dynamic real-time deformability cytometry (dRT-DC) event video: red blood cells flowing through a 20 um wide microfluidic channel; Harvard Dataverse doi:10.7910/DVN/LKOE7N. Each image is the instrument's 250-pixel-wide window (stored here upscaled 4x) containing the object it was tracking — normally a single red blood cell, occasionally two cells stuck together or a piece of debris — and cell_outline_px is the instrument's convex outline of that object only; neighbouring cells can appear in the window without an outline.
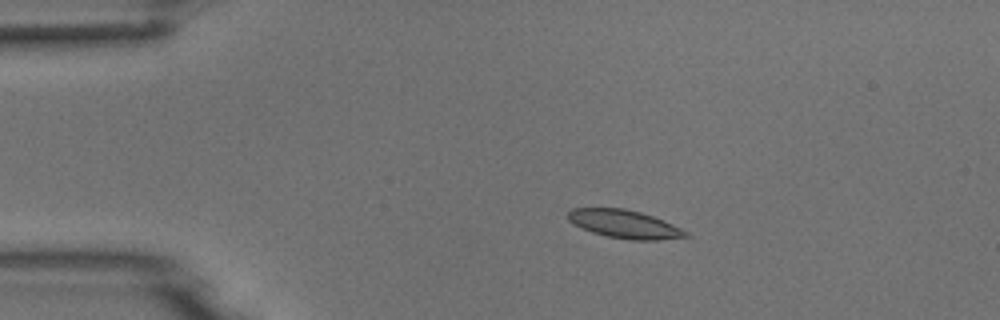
{"species": "common noctule bat (a hibernating species)", "species_latin": "Nyctalus noctula", "temperature_condition": "room temperature", "stored_images_in_passage": 4, "camera_frame_rate_fps": 3000, "um_per_image_px": 0.085, "animal": {"sex": "male", "body_mass_g": 18.8}, "frame": {"image": 1, "passage_image": 3, "time_ms": 0.667, "image_size_px": [1000, 320], "cell_outline_px": [[692, 236], [656, 240], [632, 240], [608, 236], [592, 232], [568, 220], [568, 212], [572, 208], [624, 208], [640, 212], [664, 220], [688, 232]], "centroid_in_image_um": [53.11, 19.04], "position_along_channel_um": 31.9, "area_um2": 19.13}}